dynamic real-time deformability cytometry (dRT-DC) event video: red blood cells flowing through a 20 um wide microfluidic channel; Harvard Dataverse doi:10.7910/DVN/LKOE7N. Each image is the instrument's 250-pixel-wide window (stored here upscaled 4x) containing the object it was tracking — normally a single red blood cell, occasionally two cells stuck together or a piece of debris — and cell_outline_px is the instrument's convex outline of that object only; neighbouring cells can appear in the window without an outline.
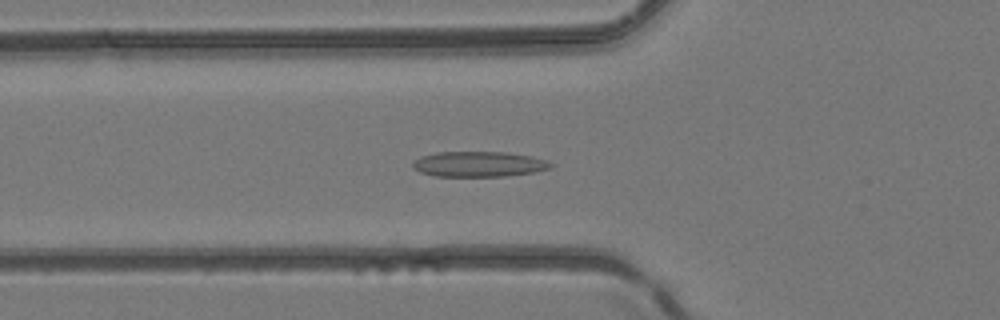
{"species": "common noctule bat (a hibernating species)", "species_latin": "Nyctalus noctula", "temperature_condition": "room temperature", "stored_images_in_passage": 42, "camera_frame_rate_fps": 3000, "um_per_image_px": 0.085, "animal": {"sex": "female", "body_mass_g": 24.6, "forearm_length_mm": 56.2}, "frame": {"image": 1, "passage_image": 17, "time_ms": 5.333, "image_size_px": [1000, 320], "cell_outline_px": [[556, 164], [552, 168], [532, 172], [504, 176], [436, 176], [420, 172], [412, 168], [412, 164], [420, 156], [436, 152], [504, 152], [532, 156], [548, 160]], "centroid_in_image_um": [40.73, 13.94], "position_along_channel_um": 85.1, "area_um2": 20.46}}
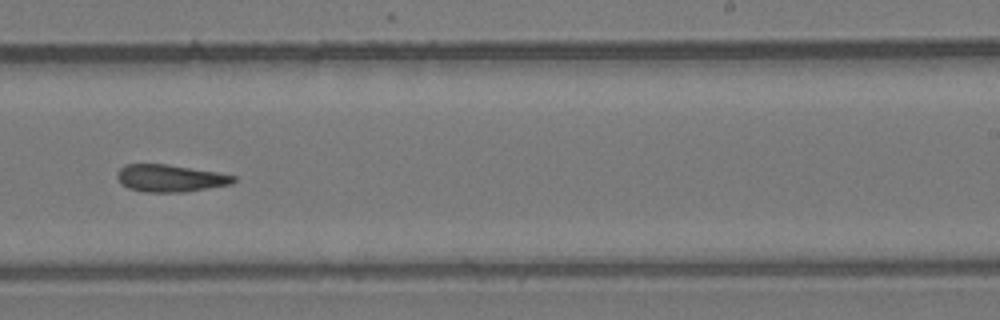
{"frame": {"image": 2, "passage_image": 30, "time_ms": 9.667, "image_size_px": [1000, 320], "cell_outline_px": [[236, 180], [232, 184], [184, 192], [144, 192], [128, 188], [120, 184], [116, 176], [116, 172], [124, 164], [168, 164], [216, 172], [236, 176]], "centroid_in_image_um": [14.42, 15.15], "position_along_channel_um": 274.6, "area_um2": 18.61}}
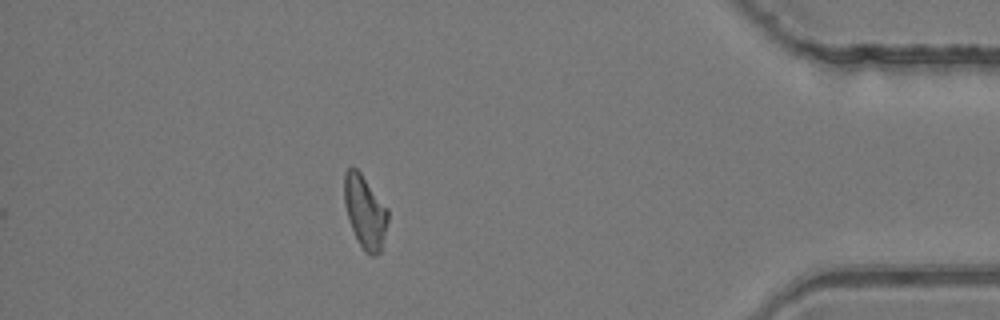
{"frame": {"image": 3, "passage_image": 42, "time_ms": 13.667, "image_size_px": [1000, 320], "cell_outline_px": [[388, 220], [380, 252], [376, 256], [368, 256], [364, 252], [348, 220], [344, 204], [344, 172], [352, 164], [360, 172], [388, 208]], "centroid_in_image_um": [31.01, 17.99], "position_along_channel_um": 404.2, "area_um2": 18.67}}